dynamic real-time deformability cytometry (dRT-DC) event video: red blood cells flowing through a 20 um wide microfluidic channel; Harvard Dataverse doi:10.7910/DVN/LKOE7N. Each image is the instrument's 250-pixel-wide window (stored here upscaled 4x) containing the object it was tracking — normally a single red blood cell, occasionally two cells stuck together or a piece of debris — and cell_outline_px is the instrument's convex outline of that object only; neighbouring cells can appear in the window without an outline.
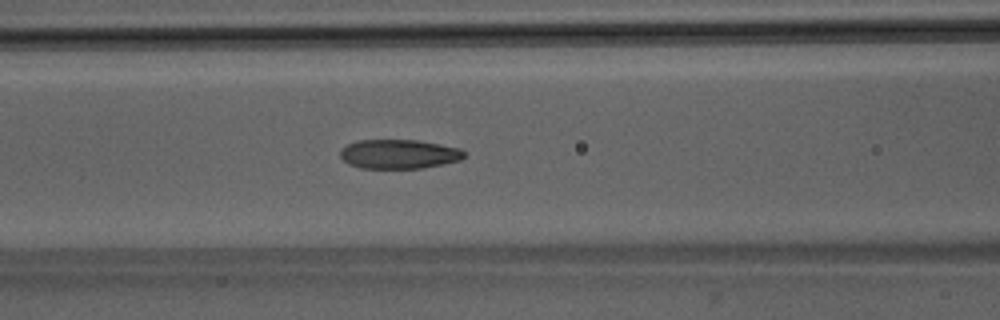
{"species": "Egyptian fruit bat (a non-hibernating species)", "species_latin": "Rousettus aegyptiacus", "temperature_condition": "room temperature", "stored_images_in_passage": 41, "camera_frame_rate_fps": 3000, "um_per_image_px": 0.085, "animal": {"sex": "male"}, "frame": {"image": 1, "passage_image": 12, "time_ms": 3.667, "image_size_px": [1000, 320], "cell_outline_px": [[464, 156], [460, 160], [424, 168], [360, 168], [348, 164], [340, 156], [340, 152], [348, 144], [356, 140], [416, 140], [440, 144], [460, 148], [464, 152]], "centroid_in_image_um": [33.9, 13.1], "position_along_channel_um": 132.7, "area_um2": 21.04}}
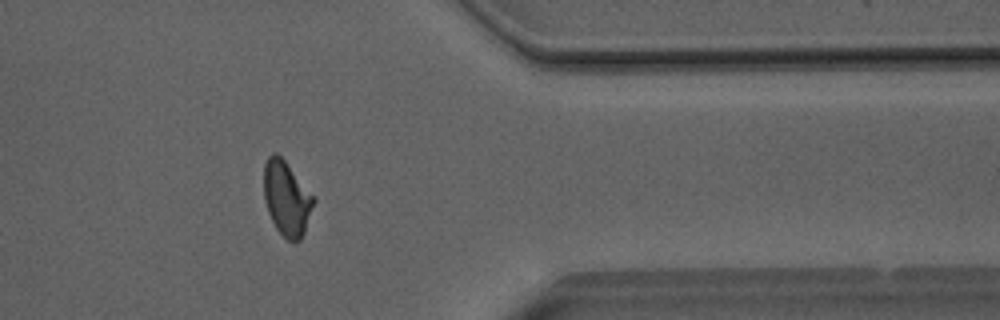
{"frame": {"image": 2, "passage_image": 32, "time_ms": 10.333, "image_size_px": [1000, 320], "cell_outline_px": [[316, 200], [304, 232], [300, 240], [288, 240], [276, 228], [268, 212], [264, 200], [264, 164], [268, 156], [272, 152], [276, 152], [284, 160]], "centroid_in_image_um": [24.35, 16.85], "position_along_channel_um": 387.1, "area_um2": 21.21}}
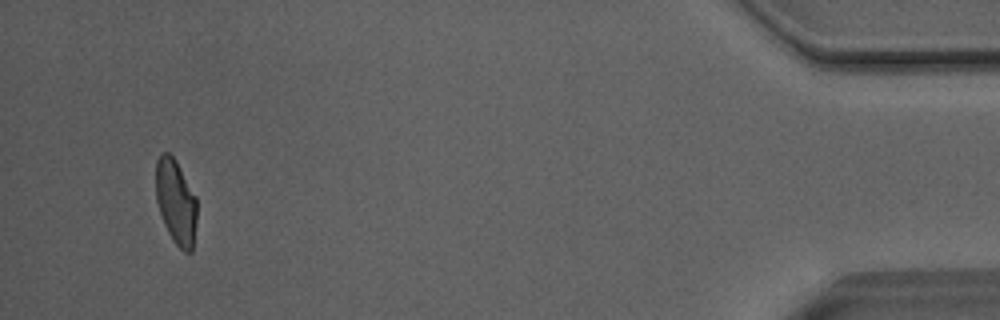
{"frame": {"image": 3, "passage_image": 39, "time_ms": 12.667, "image_size_px": [1000, 320], "cell_outline_px": [[196, 220], [192, 252], [184, 252], [172, 240], [164, 224], [156, 200], [156, 160], [160, 152], [168, 152], [176, 160], [196, 196]], "centroid_in_image_um": [14.94, 17.14], "position_along_channel_um": 420.3, "area_um2": 20.35}, "authors_computed_cell_mechanics": {"area_um2": 21.5016, "velocity_mm_per_s": 4.0414, "shape_relaxation_time_tau1_ms": 5.3348, "shape_relaxation_time_tau2_ms": 1.6334, "deformation_change_tau1": 0.1707, "deformation_change_tau2": 0.0891}}